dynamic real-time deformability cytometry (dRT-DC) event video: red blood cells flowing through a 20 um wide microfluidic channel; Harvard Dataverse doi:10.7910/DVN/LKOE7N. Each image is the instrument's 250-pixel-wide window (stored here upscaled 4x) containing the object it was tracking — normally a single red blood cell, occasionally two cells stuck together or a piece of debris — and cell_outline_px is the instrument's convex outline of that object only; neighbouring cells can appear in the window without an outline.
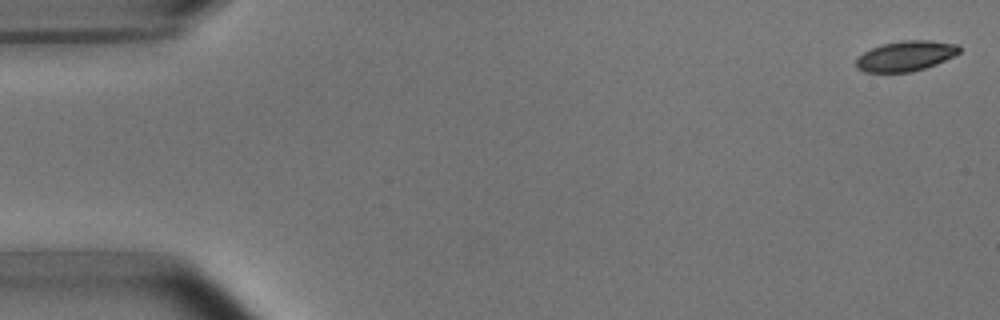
{"species": "common noctule bat (a hibernating species)", "species_latin": "Nyctalus noctula", "temperature_condition": "room temperature", "stored_images_in_passage": 5, "camera_frame_rate_fps": 3000, "um_per_image_px": 0.085, "animal": {"sex": "male", "body_mass_g": 15.6}, "frame": {"image": 1, "passage_image": 1, "time_ms": 0.0, "image_size_px": [1000, 320], "cell_outline_px": [[960, 52], [936, 64], [912, 72], [864, 72], [856, 68], [856, 60], [864, 52], [872, 48], [884, 44], [904, 40], [928, 40], [960, 44]], "centroid_in_image_um": [76.99, 4.76], "position_along_channel_um": 8.0, "area_um2": 18.03}}
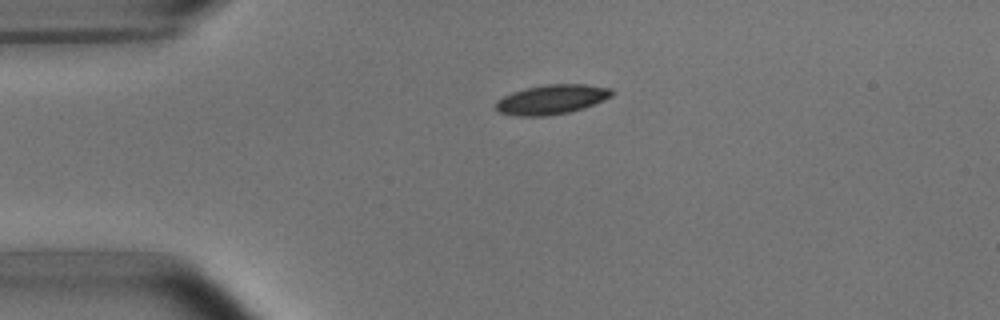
{"frame": {"image": 2, "passage_image": 4, "time_ms": 3.667, "image_size_px": [1000, 320], "cell_outline_px": [[612, 96], [584, 108], [568, 112], [544, 116], [516, 116], [500, 112], [496, 108], [496, 100], [512, 92], [524, 88], [544, 84], [584, 84], [612, 88]], "centroid_in_image_um": [46.87, 8.44], "position_along_channel_um": 38.1, "area_um2": 19.94}}